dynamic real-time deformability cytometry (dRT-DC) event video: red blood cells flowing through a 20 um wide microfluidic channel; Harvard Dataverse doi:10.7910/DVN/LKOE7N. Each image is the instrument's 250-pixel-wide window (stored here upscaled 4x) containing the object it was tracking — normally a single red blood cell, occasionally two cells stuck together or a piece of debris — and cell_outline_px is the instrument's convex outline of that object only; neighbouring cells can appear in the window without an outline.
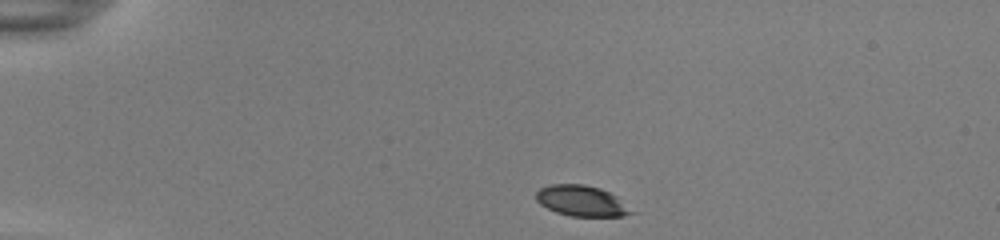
{"species": "common noctule bat (a hibernating species)", "species_latin": "Nyctalus noctula", "temperature_condition": "room temperature", "stored_images_in_passage": 42, "camera_frame_rate_fps": 3000, "um_per_image_px": 0.085, "animal": {"sex": "female", "body_mass_g": 22.0, "forearm_length_mm": 56.7}, "frame": {"image": 1, "passage_image": 1, "time_ms": 0.0, "image_size_px": [1000, 240], "cell_outline_px": [[640, 212], [624, 216], [572, 216], [556, 212], [540, 204], [536, 200], [536, 192], [540, 188], [548, 184], [584, 184], [600, 188], [616, 196]], "centroid_in_image_um": [49.5, 17.08], "position_along_channel_um": 35.5, "area_um2": 17.34}}
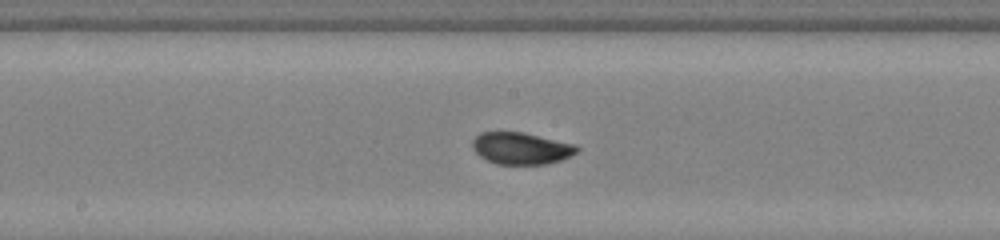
{"frame": {"image": 2, "passage_image": 19, "time_ms": 6.0, "image_size_px": [1000, 240], "cell_outline_px": [[580, 148], [576, 152], [560, 160], [544, 164], [496, 164], [480, 156], [472, 148], [472, 140], [480, 132], [524, 132], [576, 144]], "centroid_in_image_um": [44.28, 12.59], "position_along_channel_um": 203.9, "area_um2": 19.36}}
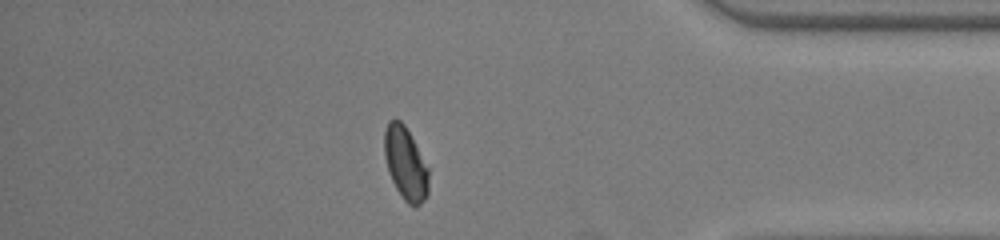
{"frame": {"image": 3, "passage_image": 36, "time_ms": 11.667, "image_size_px": [1000, 240], "cell_outline_px": [[428, 196], [416, 208], [412, 208], [404, 200], [396, 188], [392, 180], [384, 156], [384, 132], [388, 120], [396, 116], [404, 124], [428, 168]], "centroid_in_image_um": [34.46, 13.9], "position_along_channel_um": 400.7, "area_um2": 18.84}, "authors_computed_cell_mechanics": {"area_um2": 19.363, "velocity_mm_per_s": 3.8772, "shape_relaxation_time_tau1_ms": 4.8985, "shape_relaxation_time_tau2_ms": 0.9184, "deformation_change_tau1": 0.1795, "deformation_change_tau2": 0.0397}}